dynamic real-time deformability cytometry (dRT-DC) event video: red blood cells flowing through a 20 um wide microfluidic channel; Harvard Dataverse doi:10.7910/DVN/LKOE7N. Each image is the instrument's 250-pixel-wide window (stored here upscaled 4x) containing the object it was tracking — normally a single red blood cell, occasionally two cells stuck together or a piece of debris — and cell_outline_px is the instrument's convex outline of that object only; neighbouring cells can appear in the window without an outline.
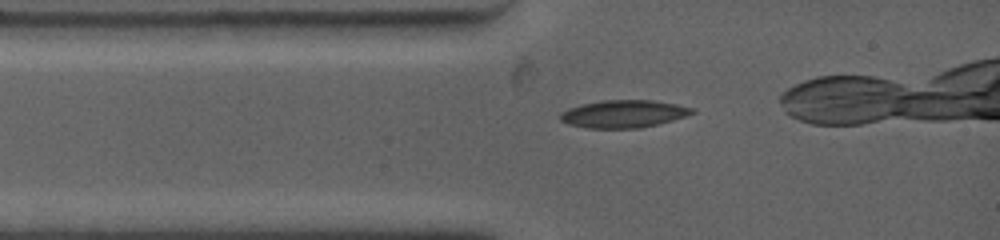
{"species": "common noctule bat (a hibernating species)", "species_latin": "Nyctalus noctula", "temperature_condition": "warm", "stored_images_in_passage": 4, "camera_frame_rate_fps": 4500, "um_per_image_px": 0.085, "animal": {"sex": "female", "body_mass_g": 19.0, "forearm_length_mm": 53.3}, "frame": {"image": 1, "passage_image": 1, "time_ms": 0.0, "image_size_px": [1000, 240], "cell_outline_px": [[696, 112], [672, 120], [640, 128], [588, 128], [568, 124], [560, 120], [560, 112], [568, 108], [580, 104], [600, 100], [652, 100], [676, 104], [696, 108]], "centroid_in_image_um": [52.98, 9.67], "position_along_channel_um": 32.0, "area_um2": 21.27}}
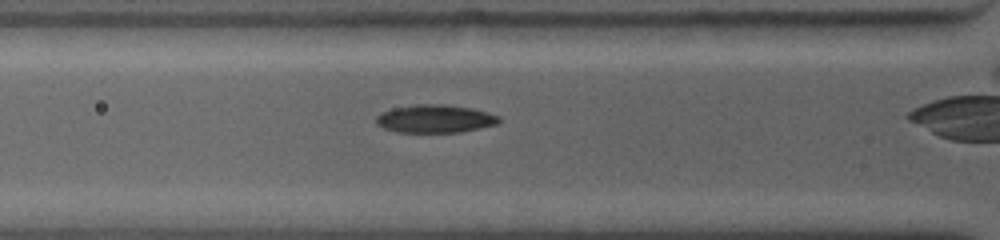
{"frame": {"image": 2, "passage_image": 3, "time_ms": 1.556, "image_size_px": [1000, 240], "cell_outline_px": [[500, 120], [496, 124], [480, 128], [460, 132], [396, 132], [384, 128], [376, 124], [376, 116], [380, 112], [392, 108], [416, 104], [444, 104], [472, 108], [488, 112], [500, 116]], "centroid_in_image_um": [36.96, 10.09], "position_along_channel_um": 88.8, "area_um2": 20.17}}